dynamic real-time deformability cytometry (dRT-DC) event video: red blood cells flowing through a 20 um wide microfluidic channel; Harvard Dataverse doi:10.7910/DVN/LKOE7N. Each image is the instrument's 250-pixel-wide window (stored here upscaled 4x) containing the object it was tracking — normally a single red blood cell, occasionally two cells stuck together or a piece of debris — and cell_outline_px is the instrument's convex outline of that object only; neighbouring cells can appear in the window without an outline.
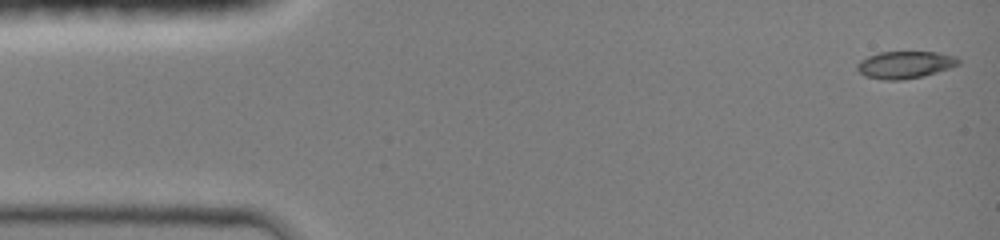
{"species": "common noctule bat (a hibernating species)", "species_latin": "Nyctalus noctula", "temperature_condition": "room temperature", "stored_images_in_passage": 45, "camera_frame_rate_fps": 3000, "um_per_image_px": 0.085, "animal": {"sex": "female", "body_mass_g": 19.0, "forearm_length_mm": 51.5}, "frame": {"image": 1, "passage_image": 1, "time_ms": 0.0, "image_size_px": [1000, 240], "cell_outline_px": [[960, 64], [924, 76], [900, 80], [884, 80], [864, 76], [856, 68], [856, 64], [860, 60], [868, 56], [880, 52], [936, 52], [956, 56], [960, 60]], "centroid_in_image_um": [76.91, 5.5], "position_along_channel_um": 8.1, "area_um2": 16.07}}
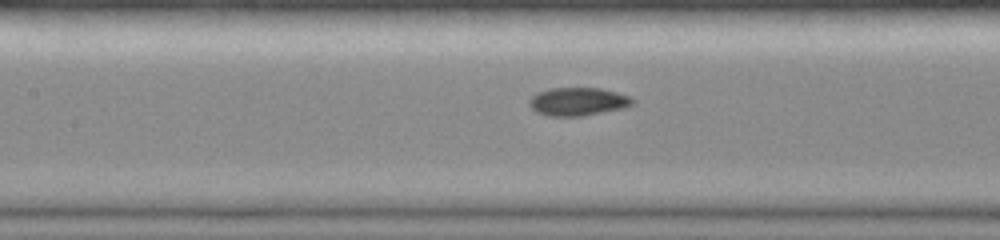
{"frame": {"image": 2, "passage_image": 20, "time_ms": 6.333, "image_size_px": [1000, 240], "cell_outline_px": [[636, 100], [632, 104], [624, 108], [580, 116], [548, 116], [536, 112], [528, 104], [528, 100], [536, 92], [552, 88], [600, 88], [616, 92], [628, 96]], "centroid_in_image_um": [49.09, 8.63], "position_along_channel_um": 158.3, "area_um2": 16.94}}
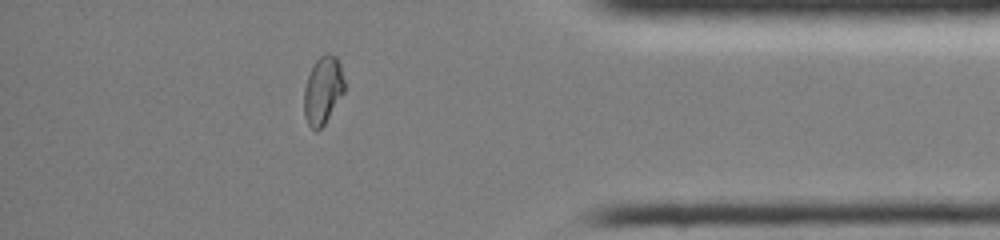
{"frame": {"image": 3, "passage_image": 39, "time_ms": 12.667, "image_size_px": [1000, 240], "cell_outline_px": [[344, 92], [324, 124], [316, 132], [308, 124], [304, 116], [304, 88], [308, 76], [316, 60], [320, 56], [328, 52], [336, 56], [340, 64], [344, 80]], "centroid_in_image_um": [27.44, 7.67], "position_along_channel_um": 407.8, "area_um2": 15.84}, "authors_computed_cell_mechanics": {"area_um2": 16.3574, "velocity_mm_per_s": 4.2098, "shape_relaxation_time_tau1_ms": null, "shape_relaxation_time_tau2_ms": 1.4694, "deformation_change_tau1": null, "deformation_change_tau2": 0.0354}}